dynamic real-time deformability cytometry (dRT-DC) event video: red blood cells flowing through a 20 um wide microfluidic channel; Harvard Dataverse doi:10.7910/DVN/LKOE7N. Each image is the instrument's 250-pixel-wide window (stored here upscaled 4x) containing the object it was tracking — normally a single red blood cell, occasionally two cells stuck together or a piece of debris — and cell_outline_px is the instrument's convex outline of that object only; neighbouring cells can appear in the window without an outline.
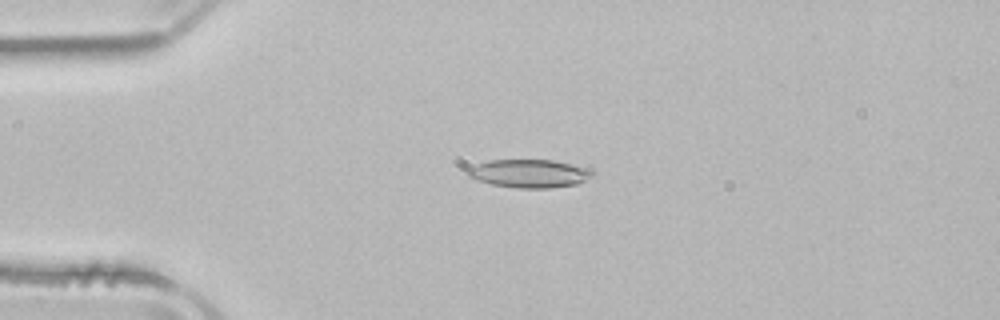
{"species": "common noctule bat (a hibernating species)", "species_latin": "Nyctalus noctula", "temperature_condition": "room temperature", "stored_images_in_passage": 53, "camera_frame_rate_fps": 3000, "um_per_image_px": 0.085, "animal": {"sex": "male", "body_mass_g": 21.5, "forearm_length_mm": 52.0}, "frame": {"image": 1, "passage_image": 13, "time_ms": 4.0, "image_size_px": [1000, 320], "cell_outline_px": [[592, 172], [584, 180], [576, 184], [548, 188], [516, 188], [492, 184], [476, 180], [468, 176], [468, 168], [476, 164], [488, 160], [552, 160], [592, 168]], "centroid_in_image_um": [44.95, 14.74], "position_along_channel_um": 40.0, "area_um2": 20.35}}
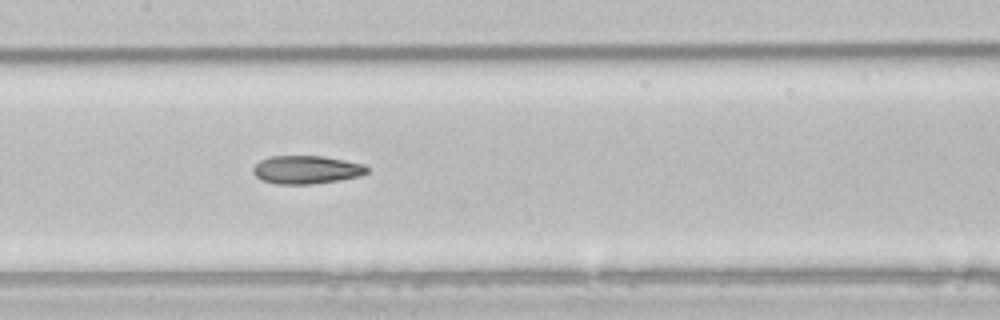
{"frame": {"image": 2, "passage_image": 26, "time_ms": 8.333, "image_size_px": [1000, 320], "cell_outline_px": [[368, 172], [360, 176], [340, 180], [312, 184], [276, 184], [264, 180], [256, 176], [252, 172], [252, 168], [260, 160], [268, 156], [324, 156], [364, 164], [368, 168]], "centroid_in_image_um": [26.05, 14.42], "position_along_channel_um": 181.4, "area_um2": 18.79}}
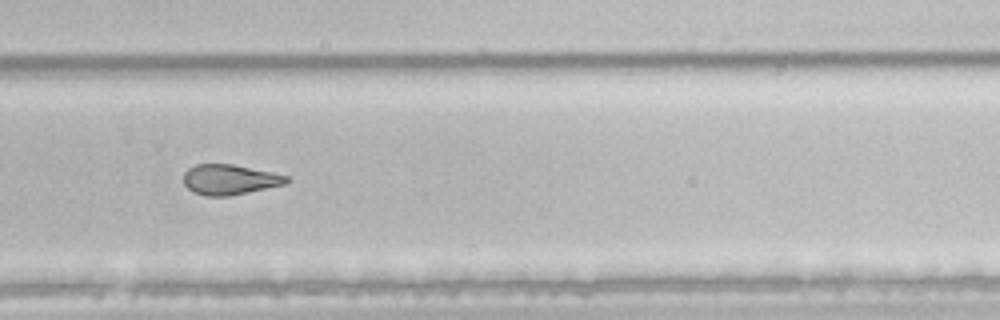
{"frame": {"image": 3, "passage_image": 36, "time_ms": 11.667, "image_size_px": [1000, 320], "cell_outline_px": [[292, 180], [284, 184], [248, 192], [228, 196], [208, 196], [196, 192], [188, 188], [184, 184], [184, 172], [188, 168], [196, 164], [232, 164], [272, 172], [288, 176]], "centroid_in_image_um": [19.53, 15.25], "position_along_channel_um": 310.3, "area_um2": 17.98}, "authors_computed_cell_mechanics": {"area_um2": 20.2878, "velocity_mm_per_s": 3.8859, "shape_relaxation_time_tau1_ms": 5.4804, "shape_relaxation_time_tau2_ms": 5.0753, "deformation_change_tau1": 0.1575, "deformation_change_tau2": 0.154}}